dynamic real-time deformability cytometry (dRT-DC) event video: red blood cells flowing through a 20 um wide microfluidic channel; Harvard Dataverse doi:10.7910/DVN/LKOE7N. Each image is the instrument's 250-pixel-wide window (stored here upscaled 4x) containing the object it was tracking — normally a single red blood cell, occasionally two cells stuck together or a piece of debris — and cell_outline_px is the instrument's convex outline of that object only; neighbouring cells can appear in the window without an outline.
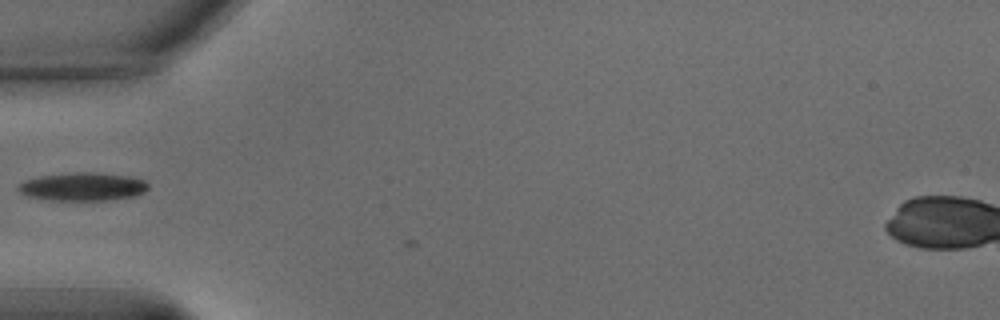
{"species": "common noctule bat (a hibernating species)", "species_latin": "Nyctalus noctula", "temperature_condition": "warm", "stored_images_in_passage": 3, "camera_frame_rate_fps": 3000, "um_per_image_px": 0.085, "animal": {"sex": "male", "body_mass_g": 15.6}, "frame": {"image": 1, "passage_image": 1, "time_ms": 0.0, "image_size_px": [1000, 320], "cell_outline_px": [[148, 188], [144, 192], [132, 196], [108, 200], [52, 200], [28, 196], [20, 192], [16, 188], [24, 180], [40, 176], [72, 172], [96, 172], [128, 176], [144, 180], [148, 184]], "centroid_in_image_um": [7.02, 15.86], "position_along_channel_um": 78.0, "area_um2": 21.27}}